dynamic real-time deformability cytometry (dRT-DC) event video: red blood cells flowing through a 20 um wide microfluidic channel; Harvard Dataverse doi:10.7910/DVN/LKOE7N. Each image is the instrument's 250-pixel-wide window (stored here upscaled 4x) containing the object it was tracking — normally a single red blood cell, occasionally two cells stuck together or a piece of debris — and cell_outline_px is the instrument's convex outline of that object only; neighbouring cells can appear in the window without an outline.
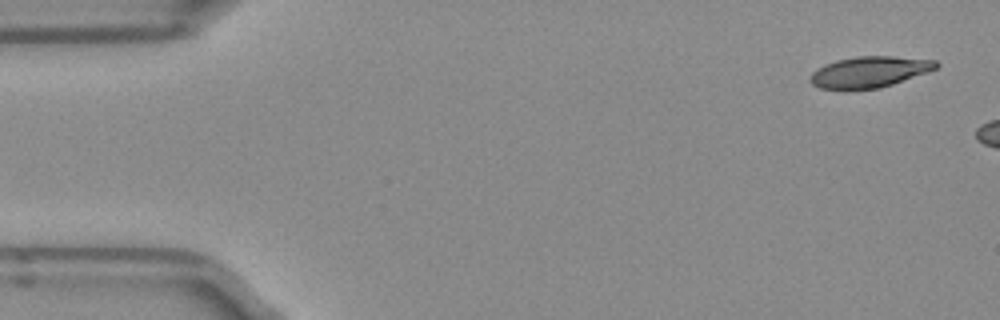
{"species": "Egyptian fruit bat (a non-hibernating species)", "species_latin": "Rousettus aegyptiacus", "temperature_condition": "room temperature", "stored_images_in_passage": 6, "camera_frame_rate_fps": 3000, "um_per_image_px": 0.085, "frame": {"image": 1, "passage_image": 1, "time_ms": 0.0, "image_size_px": [1000, 320], "cell_outline_px": [[940, 64], [936, 68], [892, 84], [880, 88], [844, 92], [820, 88], [812, 84], [808, 80], [812, 72], [816, 68], [824, 64], [836, 60], [856, 56], [892, 56], [936, 60]], "centroid_in_image_um": [73.8, 6.14], "position_along_channel_um": 11.2, "area_um2": 23.29}}